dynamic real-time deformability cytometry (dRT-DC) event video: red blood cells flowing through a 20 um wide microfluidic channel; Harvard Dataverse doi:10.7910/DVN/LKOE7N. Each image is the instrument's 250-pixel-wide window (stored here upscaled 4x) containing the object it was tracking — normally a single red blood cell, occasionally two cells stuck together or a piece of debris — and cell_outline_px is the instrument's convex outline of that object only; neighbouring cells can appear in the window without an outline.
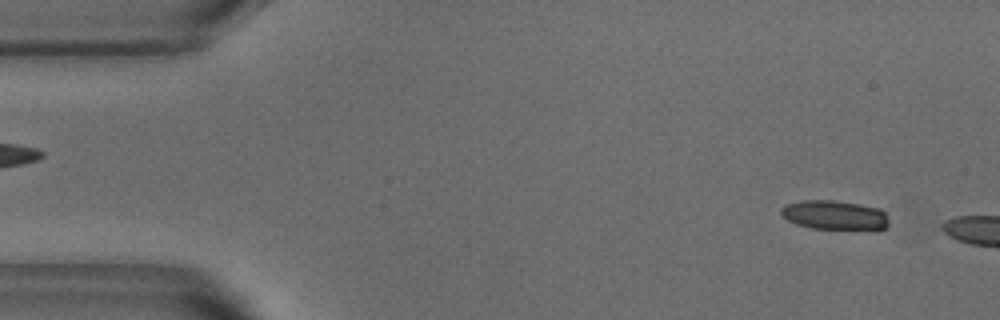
{"species": "common noctule bat (a hibernating species)", "species_latin": "Nyctalus noctula", "temperature_condition": "warm", "stored_images_in_passage": 7, "camera_frame_rate_fps": 3000, "um_per_image_px": 0.085, "animal": {"sex": "male", "body_mass_g": 18.8}, "frame": {"image": 1, "passage_image": 4, "time_ms": 1.0, "image_size_px": [1000, 320], "cell_outline_px": [[888, 228], [812, 228], [796, 224], [788, 220], [780, 212], [780, 208], [784, 204], [804, 200], [832, 200], [860, 204], [880, 208], [888, 216]], "centroid_in_image_um": [70.91, 18.25], "position_along_channel_um": 14.1, "area_um2": 18.15}}